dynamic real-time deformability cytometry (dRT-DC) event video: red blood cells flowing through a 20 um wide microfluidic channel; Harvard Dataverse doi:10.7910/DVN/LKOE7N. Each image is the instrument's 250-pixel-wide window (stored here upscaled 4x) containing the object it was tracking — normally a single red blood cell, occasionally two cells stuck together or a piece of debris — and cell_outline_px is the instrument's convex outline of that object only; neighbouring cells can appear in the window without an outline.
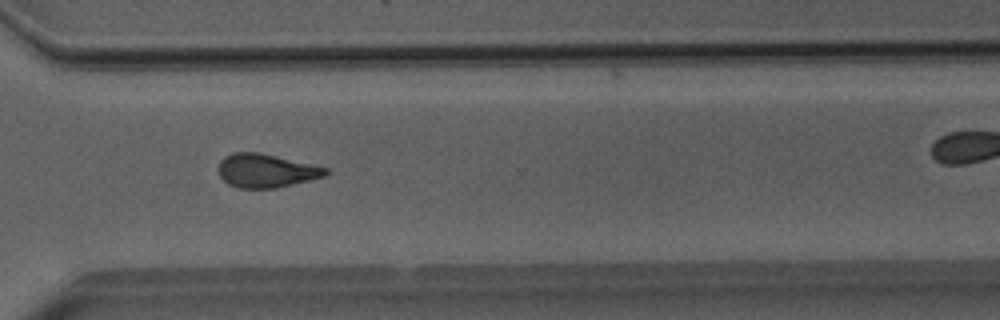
{"species": "Egyptian fruit bat (a non-hibernating species)", "species_latin": "Rousettus aegyptiacus", "temperature_condition": "room temperature", "stored_images_in_passage": 44, "camera_frame_rate_fps": 3000, "um_per_image_px": 0.085, "animal": {"sex": "male"}, "frame": {"image": 1, "passage_image": 38, "time_ms": 12.333, "image_size_px": [1000, 320], "cell_outline_px": [[328, 172], [324, 176], [276, 188], [240, 188], [228, 184], [220, 176], [220, 160], [224, 156], [232, 152], [260, 152], [328, 168]], "centroid_in_image_um": [22.59, 14.5], "position_along_channel_um": 348.0, "area_um2": 20.75}, "authors_computed_cell_mechanics": {"area_um2": 21.7617, "velocity_mm_per_s": 4.0185, "shape_relaxation_time_tau1_ms": 10.3022, "shape_relaxation_time_tau2_ms": 2.8598, "deformation_change_tau1": 0.2292, "deformation_change_tau2": 0.1135}}